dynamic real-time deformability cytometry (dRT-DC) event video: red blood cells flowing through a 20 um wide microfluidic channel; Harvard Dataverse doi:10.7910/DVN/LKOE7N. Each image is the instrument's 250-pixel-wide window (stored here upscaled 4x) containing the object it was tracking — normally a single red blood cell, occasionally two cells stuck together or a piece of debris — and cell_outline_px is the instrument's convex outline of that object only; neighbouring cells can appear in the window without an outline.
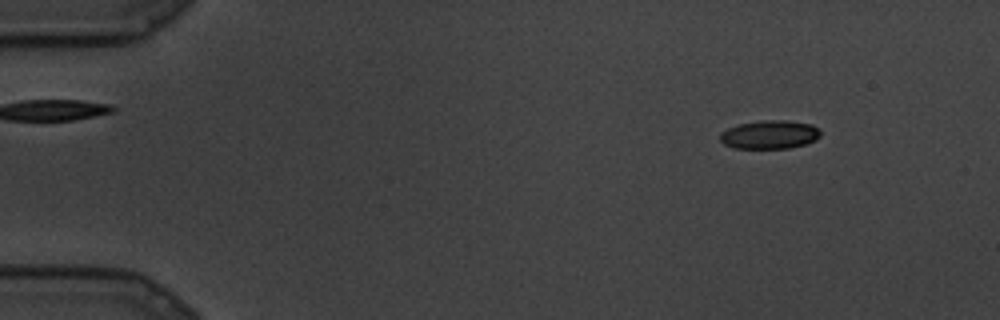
{"species": "common noctule bat (a hibernating species)", "species_latin": "Nyctalus noctula", "temperature_condition": "cold", "stored_images_in_passage": 24, "camera_frame_rate_fps": 3000, "um_per_image_px": 0.085, "animal": {"sex": "male", "body_mass_g": 19.5, "forearm_length_mm": 54.6}, "frame": {"image": 1, "passage_image": 9, "time_ms": 2.667, "image_size_px": [1000, 320], "cell_outline_px": [[820, 136], [816, 140], [804, 144], [788, 148], [736, 148], [724, 144], [720, 140], [720, 132], [728, 128], [740, 124], [764, 120], [788, 120], [812, 124], [820, 128]], "centroid_in_image_um": [65.45, 11.43], "position_along_channel_um": 19.6, "area_um2": 16.7}}